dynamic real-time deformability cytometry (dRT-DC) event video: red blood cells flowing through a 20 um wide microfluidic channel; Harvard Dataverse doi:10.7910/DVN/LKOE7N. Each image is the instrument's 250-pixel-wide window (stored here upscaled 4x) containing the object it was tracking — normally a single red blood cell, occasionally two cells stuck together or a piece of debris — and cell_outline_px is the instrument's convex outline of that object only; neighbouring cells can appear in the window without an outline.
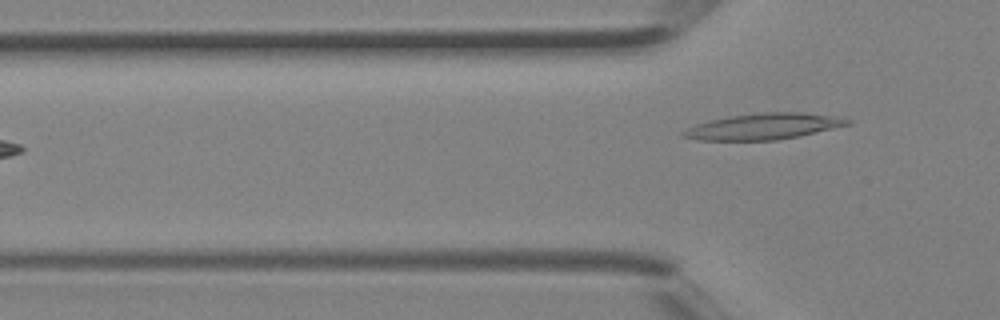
{"species": "Egyptian fruit bat (a non-hibernating species)", "species_latin": "Rousettus aegyptiacus", "temperature_condition": "room temperature", "stored_images_in_passage": 6, "camera_frame_rate_fps": 3000, "um_per_image_px": 0.085, "animal": {"sex": "female"}, "frame": {"image": 1, "passage_image": 5, "time_ms": 1.333, "image_size_px": [1000, 320], "cell_outline_px": [[852, 124], [800, 136], [776, 140], [700, 140], [680, 136], [680, 132], [696, 124], [708, 120], [728, 116], [760, 112], [804, 112], [844, 116], [852, 120]], "centroid_in_image_um": [64.97, 10.73], "position_along_channel_um": 60.8, "area_um2": 25.43}}
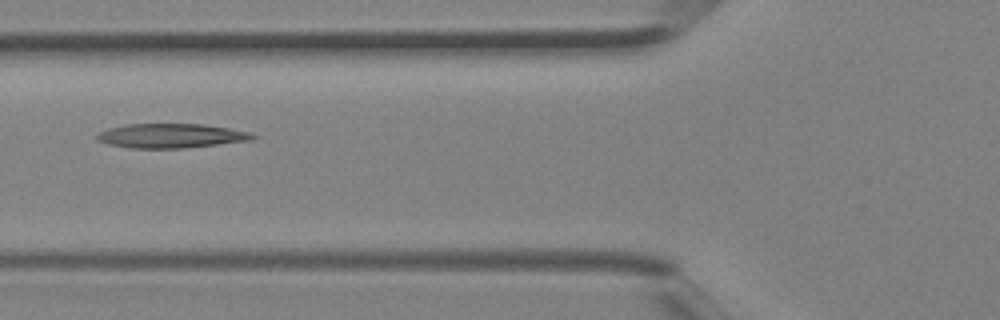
{"frame": {"image": 2, "passage_image": 6, "time_ms": 1.667, "image_size_px": [1000, 320], "cell_outline_px": [[256, 136], [252, 140], [184, 148], [128, 148], [108, 144], [96, 140], [96, 132], [108, 128], [124, 124], [200, 124], [228, 128], [252, 132]], "centroid_in_image_um": [14.48, 11.54], "position_along_channel_um": 111.3, "area_um2": 22.2}}